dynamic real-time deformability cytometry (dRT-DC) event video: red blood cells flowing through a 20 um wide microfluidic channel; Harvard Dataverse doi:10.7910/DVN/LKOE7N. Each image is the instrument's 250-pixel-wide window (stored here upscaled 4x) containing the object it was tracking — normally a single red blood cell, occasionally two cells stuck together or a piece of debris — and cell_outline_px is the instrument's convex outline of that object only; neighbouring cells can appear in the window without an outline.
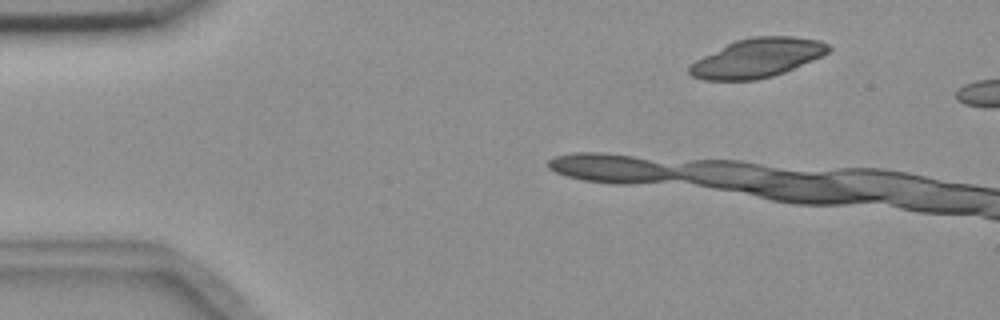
{"species": "common noctule bat (a hibernating species)", "species_latin": "Nyctalus noctula", "temperature_condition": "room temperature", "stored_images_in_passage": 3, "camera_frame_rate_fps": 3000, "um_per_image_px": 0.085, "animal": {"sex": "female", "body_mass_g": 18.4}, "frame": {"image": 1, "passage_image": 1, "time_ms": 0.0, "image_size_px": [1000, 320], "cell_outline_px": [[832, 48], [828, 52], [812, 60], [784, 72], [772, 76], [756, 80], [704, 80], [692, 76], [688, 72], [688, 68], [696, 60], [736, 40], [752, 36], [792, 36], [820, 40], [828, 44]], "centroid_in_image_um": [64.38, 4.92], "position_along_channel_um": 20.6, "area_um2": 31.27}}